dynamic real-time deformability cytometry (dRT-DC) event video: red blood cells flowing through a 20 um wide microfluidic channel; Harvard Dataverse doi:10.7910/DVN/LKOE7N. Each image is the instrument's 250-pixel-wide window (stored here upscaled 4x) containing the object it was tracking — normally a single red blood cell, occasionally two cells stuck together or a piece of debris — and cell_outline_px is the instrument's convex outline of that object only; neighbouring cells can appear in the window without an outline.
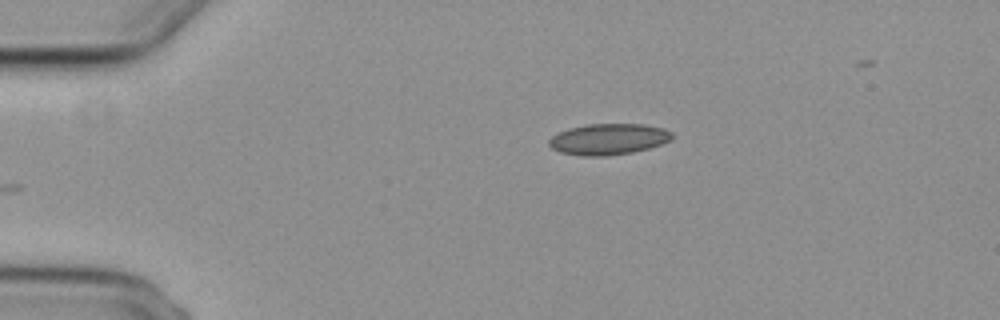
{"species": "common noctule bat (a hibernating species)", "species_latin": "Nyctalus noctula", "temperature_condition": "cold", "stored_images_in_passage": 7, "camera_frame_rate_fps": 3000, "um_per_image_px": 0.085, "animal": {"sex": "female", "body_mass_g": 29.2, "forearm_length_mm": 56.3}, "frame": {"image": 1, "passage_image": 1, "time_ms": 0.0, "image_size_px": [1000, 320], "cell_outline_px": [[672, 140], [648, 148], [632, 152], [604, 156], [584, 156], [560, 152], [552, 148], [548, 144], [548, 140], [552, 136], [568, 128], [588, 124], [644, 124], [664, 128], [672, 132]], "centroid_in_image_um": [51.72, 11.82], "position_along_channel_um": 33.3, "area_um2": 22.25}}